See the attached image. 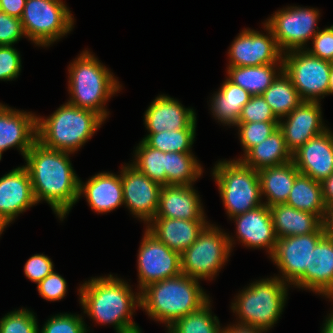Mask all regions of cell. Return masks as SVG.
<instances>
[{
    "mask_svg": "<svg viewBox=\"0 0 333 333\" xmlns=\"http://www.w3.org/2000/svg\"><path fill=\"white\" fill-rule=\"evenodd\" d=\"M69 152L50 149L37 140L24 159L36 202L45 200L63 221L79 199V178Z\"/></svg>",
    "mask_w": 333,
    "mask_h": 333,
    "instance_id": "cell-1",
    "label": "cell"
},
{
    "mask_svg": "<svg viewBox=\"0 0 333 333\" xmlns=\"http://www.w3.org/2000/svg\"><path fill=\"white\" fill-rule=\"evenodd\" d=\"M84 313L99 324H111L117 333H137L140 328L132 321L135 308L141 306L140 292L134 295L125 281L108 277L92 278L79 289Z\"/></svg>",
    "mask_w": 333,
    "mask_h": 333,
    "instance_id": "cell-2",
    "label": "cell"
},
{
    "mask_svg": "<svg viewBox=\"0 0 333 333\" xmlns=\"http://www.w3.org/2000/svg\"><path fill=\"white\" fill-rule=\"evenodd\" d=\"M209 300L198 280L182 273L152 283L140 292V308L155 321L166 324V327L199 310Z\"/></svg>",
    "mask_w": 333,
    "mask_h": 333,
    "instance_id": "cell-3",
    "label": "cell"
},
{
    "mask_svg": "<svg viewBox=\"0 0 333 333\" xmlns=\"http://www.w3.org/2000/svg\"><path fill=\"white\" fill-rule=\"evenodd\" d=\"M104 121L94 111L67 102L47 119L37 117V141L50 149L74 153L94 135Z\"/></svg>",
    "mask_w": 333,
    "mask_h": 333,
    "instance_id": "cell-4",
    "label": "cell"
},
{
    "mask_svg": "<svg viewBox=\"0 0 333 333\" xmlns=\"http://www.w3.org/2000/svg\"><path fill=\"white\" fill-rule=\"evenodd\" d=\"M68 67V103L82 109L94 111L104 120L108 111L104 105L109 98L120 91L114 75L88 50L83 51Z\"/></svg>",
    "mask_w": 333,
    "mask_h": 333,
    "instance_id": "cell-5",
    "label": "cell"
},
{
    "mask_svg": "<svg viewBox=\"0 0 333 333\" xmlns=\"http://www.w3.org/2000/svg\"><path fill=\"white\" fill-rule=\"evenodd\" d=\"M232 303L238 323L268 331L279 320L287 300V286L280 278L261 279L250 283Z\"/></svg>",
    "mask_w": 333,
    "mask_h": 333,
    "instance_id": "cell-6",
    "label": "cell"
},
{
    "mask_svg": "<svg viewBox=\"0 0 333 333\" xmlns=\"http://www.w3.org/2000/svg\"><path fill=\"white\" fill-rule=\"evenodd\" d=\"M212 175L229 218L243 214L264 204L258 171L245 165L240 158L219 161Z\"/></svg>",
    "mask_w": 333,
    "mask_h": 333,
    "instance_id": "cell-7",
    "label": "cell"
},
{
    "mask_svg": "<svg viewBox=\"0 0 333 333\" xmlns=\"http://www.w3.org/2000/svg\"><path fill=\"white\" fill-rule=\"evenodd\" d=\"M233 238L209 223L181 255V272L196 280L213 279L229 258Z\"/></svg>",
    "mask_w": 333,
    "mask_h": 333,
    "instance_id": "cell-8",
    "label": "cell"
},
{
    "mask_svg": "<svg viewBox=\"0 0 333 333\" xmlns=\"http://www.w3.org/2000/svg\"><path fill=\"white\" fill-rule=\"evenodd\" d=\"M70 12L61 0H27L20 18L25 37L38 46H50L72 30Z\"/></svg>",
    "mask_w": 333,
    "mask_h": 333,
    "instance_id": "cell-9",
    "label": "cell"
},
{
    "mask_svg": "<svg viewBox=\"0 0 333 333\" xmlns=\"http://www.w3.org/2000/svg\"><path fill=\"white\" fill-rule=\"evenodd\" d=\"M283 71L290 78L302 101L320 102L328 95L332 62L311 55L306 49L283 54Z\"/></svg>",
    "mask_w": 333,
    "mask_h": 333,
    "instance_id": "cell-10",
    "label": "cell"
},
{
    "mask_svg": "<svg viewBox=\"0 0 333 333\" xmlns=\"http://www.w3.org/2000/svg\"><path fill=\"white\" fill-rule=\"evenodd\" d=\"M319 15V11L314 8L291 6L276 11L265 24L272 30L276 43L284 54L306 49L305 44L319 31L316 26Z\"/></svg>",
    "mask_w": 333,
    "mask_h": 333,
    "instance_id": "cell-11",
    "label": "cell"
},
{
    "mask_svg": "<svg viewBox=\"0 0 333 333\" xmlns=\"http://www.w3.org/2000/svg\"><path fill=\"white\" fill-rule=\"evenodd\" d=\"M140 292L148 285L180 275V254L169 249L147 229L138 252Z\"/></svg>",
    "mask_w": 333,
    "mask_h": 333,
    "instance_id": "cell-12",
    "label": "cell"
},
{
    "mask_svg": "<svg viewBox=\"0 0 333 333\" xmlns=\"http://www.w3.org/2000/svg\"><path fill=\"white\" fill-rule=\"evenodd\" d=\"M263 25L268 32L266 35L252 29H244L239 33L229 48L228 66L283 64V53L276 43L272 30L266 24Z\"/></svg>",
    "mask_w": 333,
    "mask_h": 333,
    "instance_id": "cell-13",
    "label": "cell"
},
{
    "mask_svg": "<svg viewBox=\"0 0 333 333\" xmlns=\"http://www.w3.org/2000/svg\"><path fill=\"white\" fill-rule=\"evenodd\" d=\"M325 236V233H309L279 238L271 256L282 273L280 278L288 285H294L310 269L311 251Z\"/></svg>",
    "mask_w": 333,
    "mask_h": 333,
    "instance_id": "cell-14",
    "label": "cell"
},
{
    "mask_svg": "<svg viewBox=\"0 0 333 333\" xmlns=\"http://www.w3.org/2000/svg\"><path fill=\"white\" fill-rule=\"evenodd\" d=\"M120 173L124 205L132 215L149 224L157 213L162 186L131 164L123 166Z\"/></svg>",
    "mask_w": 333,
    "mask_h": 333,
    "instance_id": "cell-15",
    "label": "cell"
},
{
    "mask_svg": "<svg viewBox=\"0 0 333 333\" xmlns=\"http://www.w3.org/2000/svg\"><path fill=\"white\" fill-rule=\"evenodd\" d=\"M319 102L302 101L291 113L279 119L287 149L293 154L311 138L328 128L323 124Z\"/></svg>",
    "mask_w": 333,
    "mask_h": 333,
    "instance_id": "cell-16",
    "label": "cell"
},
{
    "mask_svg": "<svg viewBox=\"0 0 333 333\" xmlns=\"http://www.w3.org/2000/svg\"><path fill=\"white\" fill-rule=\"evenodd\" d=\"M297 170L322 182L333 174V133L327 129L311 138L292 154Z\"/></svg>",
    "mask_w": 333,
    "mask_h": 333,
    "instance_id": "cell-17",
    "label": "cell"
},
{
    "mask_svg": "<svg viewBox=\"0 0 333 333\" xmlns=\"http://www.w3.org/2000/svg\"><path fill=\"white\" fill-rule=\"evenodd\" d=\"M35 204L31 178L25 166L0 178V215L9 223Z\"/></svg>",
    "mask_w": 333,
    "mask_h": 333,
    "instance_id": "cell-18",
    "label": "cell"
},
{
    "mask_svg": "<svg viewBox=\"0 0 333 333\" xmlns=\"http://www.w3.org/2000/svg\"><path fill=\"white\" fill-rule=\"evenodd\" d=\"M236 223V234L244 246L266 248L270 257L277 243L270 207L265 204L233 217Z\"/></svg>",
    "mask_w": 333,
    "mask_h": 333,
    "instance_id": "cell-19",
    "label": "cell"
},
{
    "mask_svg": "<svg viewBox=\"0 0 333 333\" xmlns=\"http://www.w3.org/2000/svg\"><path fill=\"white\" fill-rule=\"evenodd\" d=\"M37 116L0 103V151L17 147L23 158L37 140Z\"/></svg>",
    "mask_w": 333,
    "mask_h": 333,
    "instance_id": "cell-20",
    "label": "cell"
},
{
    "mask_svg": "<svg viewBox=\"0 0 333 333\" xmlns=\"http://www.w3.org/2000/svg\"><path fill=\"white\" fill-rule=\"evenodd\" d=\"M333 300V239L324 236L311 251L310 269L294 284Z\"/></svg>",
    "mask_w": 333,
    "mask_h": 333,
    "instance_id": "cell-21",
    "label": "cell"
},
{
    "mask_svg": "<svg viewBox=\"0 0 333 333\" xmlns=\"http://www.w3.org/2000/svg\"><path fill=\"white\" fill-rule=\"evenodd\" d=\"M196 119L191 108H185L167 95L157 96L144 114V124L149 133L187 128Z\"/></svg>",
    "mask_w": 333,
    "mask_h": 333,
    "instance_id": "cell-22",
    "label": "cell"
},
{
    "mask_svg": "<svg viewBox=\"0 0 333 333\" xmlns=\"http://www.w3.org/2000/svg\"><path fill=\"white\" fill-rule=\"evenodd\" d=\"M192 186H162L155 217L206 220L199 195Z\"/></svg>",
    "mask_w": 333,
    "mask_h": 333,
    "instance_id": "cell-23",
    "label": "cell"
},
{
    "mask_svg": "<svg viewBox=\"0 0 333 333\" xmlns=\"http://www.w3.org/2000/svg\"><path fill=\"white\" fill-rule=\"evenodd\" d=\"M207 224L206 220L154 217L146 229L169 249L181 255L197 240L198 235Z\"/></svg>",
    "mask_w": 333,
    "mask_h": 333,
    "instance_id": "cell-24",
    "label": "cell"
},
{
    "mask_svg": "<svg viewBox=\"0 0 333 333\" xmlns=\"http://www.w3.org/2000/svg\"><path fill=\"white\" fill-rule=\"evenodd\" d=\"M82 194L95 212L113 211L124 204L121 174L98 173L85 184L79 180V198Z\"/></svg>",
    "mask_w": 333,
    "mask_h": 333,
    "instance_id": "cell-25",
    "label": "cell"
},
{
    "mask_svg": "<svg viewBox=\"0 0 333 333\" xmlns=\"http://www.w3.org/2000/svg\"><path fill=\"white\" fill-rule=\"evenodd\" d=\"M270 213L278 239L309 233H325L323 221L317 215L297 210L285 203L271 206Z\"/></svg>",
    "mask_w": 333,
    "mask_h": 333,
    "instance_id": "cell-26",
    "label": "cell"
},
{
    "mask_svg": "<svg viewBox=\"0 0 333 333\" xmlns=\"http://www.w3.org/2000/svg\"><path fill=\"white\" fill-rule=\"evenodd\" d=\"M299 173L293 161L259 170L261 196H267L264 204L271 207L286 203Z\"/></svg>",
    "mask_w": 333,
    "mask_h": 333,
    "instance_id": "cell-27",
    "label": "cell"
},
{
    "mask_svg": "<svg viewBox=\"0 0 333 333\" xmlns=\"http://www.w3.org/2000/svg\"><path fill=\"white\" fill-rule=\"evenodd\" d=\"M243 158L240 160L245 165L259 171L291 162L292 154L286 147L282 130L278 127L263 142L252 147Z\"/></svg>",
    "mask_w": 333,
    "mask_h": 333,
    "instance_id": "cell-28",
    "label": "cell"
},
{
    "mask_svg": "<svg viewBox=\"0 0 333 333\" xmlns=\"http://www.w3.org/2000/svg\"><path fill=\"white\" fill-rule=\"evenodd\" d=\"M251 94L227 78L219 91L214 94L211 102L213 117L218 122L235 126L238 122L243 106L249 101Z\"/></svg>",
    "mask_w": 333,
    "mask_h": 333,
    "instance_id": "cell-29",
    "label": "cell"
},
{
    "mask_svg": "<svg viewBox=\"0 0 333 333\" xmlns=\"http://www.w3.org/2000/svg\"><path fill=\"white\" fill-rule=\"evenodd\" d=\"M277 66L278 68H276ZM275 68L278 72H276ZM282 71L283 64L241 67L228 66L227 79L251 95H262Z\"/></svg>",
    "mask_w": 333,
    "mask_h": 333,
    "instance_id": "cell-30",
    "label": "cell"
},
{
    "mask_svg": "<svg viewBox=\"0 0 333 333\" xmlns=\"http://www.w3.org/2000/svg\"><path fill=\"white\" fill-rule=\"evenodd\" d=\"M297 210L317 215L322 221L326 214V204L322 196L321 183L299 173L286 201Z\"/></svg>",
    "mask_w": 333,
    "mask_h": 333,
    "instance_id": "cell-31",
    "label": "cell"
},
{
    "mask_svg": "<svg viewBox=\"0 0 333 333\" xmlns=\"http://www.w3.org/2000/svg\"><path fill=\"white\" fill-rule=\"evenodd\" d=\"M262 96L278 119H284V116L302 102L297 89L284 71L277 76Z\"/></svg>",
    "mask_w": 333,
    "mask_h": 333,
    "instance_id": "cell-32",
    "label": "cell"
},
{
    "mask_svg": "<svg viewBox=\"0 0 333 333\" xmlns=\"http://www.w3.org/2000/svg\"><path fill=\"white\" fill-rule=\"evenodd\" d=\"M202 167L192 153L166 152V185H192Z\"/></svg>",
    "mask_w": 333,
    "mask_h": 333,
    "instance_id": "cell-33",
    "label": "cell"
},
{
    "mask_svg": "<svg viewBox=\"0 0 333 333\" xmlns=\"http://www.w3.org/2000/svg\"><path fill=\"white\" fill-rule=\"evenodd\" d=\"M196 119L184 129L149 133L143 141L150 147L166 152L192 153L196 131Z\"/></svg>",
    "mask_w": 333,
    "mask_h": 333,
    "instance_id": "cell-34",
    "label": "cell"
},
{
    "mask_svg": "<svg viewBox=\"0 0 333 333\" xmlns=\"http://www.w3.org/2000/svg\"><path fill=\"white\" fill-rule=\"evenodd\" d=\"M135 156L132 166L154 182L166 186V153L148 146L142 140L135 150Z\"/></svg>",
    "mask_w": 333,
    "mask_h": 333,
    "instance_id": "cell-35",
    "label": "cell"
},
{
    "mask_svg": "<svg viewBox=\"0 0 333 333\" xmlns=\"http://www.w3.org/2000/svg\"><path fill=\"white\" fill-rule=\"evenodd\" d=\"M210 300L199 310L176 320L168 330L172 333H222L217 316H212Z\"/></svg>",
    "mask_w": 333,
    "mask_h": 333,
    "instance_id": "cell-36",
    "label": "cell"
},
{
    "mask_svg": "<svg viewBox=\"0 0 333 333\" xmlns=\"http://www.w3.org/2000/svg\"><path fill=\"white\" fill-rule=\"evenodd\" d=\"M279 122H243L235 126L239 128V137L244 155L255 145L263 142L278 128Z\"/></svg>",
    "mask_w": 333,
    "mask_h": 333,
    "instance_id": "cell-37",
    "label": "cell"
},
{
    "mask_svg": "<svg viewBox=\"0 0 333 333\" xmlns=\"http://www.w3.org/2000/svg\"><path fill=\"white\" fill-rule=\"evenodd\" d=\"M0 333H39L37 319L25 308L11 311L0 319Z\"/></svg>",
    "mask_w": 333,
    "mask_h": 333,
    "instance_id": "cell-38",
    "label": "cell"
},
{
    "mask_svg": "<svg viewBox=\"0 0 333 333\" xmlns=\"http://www.w3.org/2000/svg\"><path fill=\"white\" fill-rule=\"evenodd\" d=\"M243 122H279V119L262 95H251L243 106L237 123Z\"/></svg>",
    "mask_w": 333,
    "mask_h": 333,
    "instance_id": "cell-39",
    "label": "cell"
},
{
    "mask_svg": "<svg viewBox=\"0 0 333 333\" xmlns=\"http://www.w3.org/2000/svg\"><path fill=\"white\" fill-rule=\"evenodd\" d=\"M82 316L73 314H57L45 322L39 333H87Z\"/></svg>",
    "mask_w": 333,
    "mask_h": 333,
    "instance_id": "cell-40",
    "label": "cell"
},
{
    "mask_svg": "<svg viewBox=\"0 0 333 333\" xmlns=\"http://www.w3.org/2000/svg\"><path fill=\"white\" fill-rule=\"evenodd\" d=\"M20 53L12 45L0 46V80H13L21 71Z\"/></svg>",
    "mask_w": 333,
    "mask_h": 333,
    "instance_id": "cell-41",
    "label": "cell"
},
{
    "mask_svg": "<svg viewBox=\"0 0 333 333\" xmlns=\"http://www.w3.org/2000/svg\"><path fill=\"white\" fill-rule=\"evenodd\" d=\"M41 297L48 301H59L67 292L66 280L54 270L37 284Z\"/></svg>",
    "mask_w": 333,
    "mask_h": 333,
    "instance_id": "cell-42",
    "label": "cell"
},
{
    "mask_svg": "<svg viewBox=\"0 0 333 333\" xmlns=\"http://www.w3.org/2000/svg\"><path fill=\"white\" fill-rule=\"evenodd\" d=\"M23 36L21 19L0 10V46L13 45Z\"/></svg>",
    "mask_w": 333,
    "mask_h": 333,
    "instance_id": "cell-43",
    "label": "cell"
},
{
    "mask_svg": "<svg viewBox=\"0 0 333 333\" xmlns=\"http://www.w3.org/2000/svg\"><path fill=\"white\" fill-rule=\"evenodd\" d=\"M54 269L51 258L44 254H35L31 256L24 266L25 276L32 282L38 284Z\"/></svg>",
    "mask_w": 333,
    "mask_h": 333,
    "instance_id": "cell-44",
    "label": "cell"
},
{
    "mask_svg": "<svg viewBox=\"0 0 333 333\" xmlns=\"http://www.w3.org/2000/svg\"><path fill=\"white\" fill-rule=\"evenodd\" d=\"M313 47L307 51L322 60L333 63V25L318 31L312 38Z\"/></svg>",
    "mask_w": 333,
    "mask_h": 333,
    "instance_id": "cell-45",
    "label": "cell"
},
{
    "mask_svg": "<svg viewBox=\"0 0 333 333\" xmlns=\"http://www.w3.org/2000/svg\"><path fill=\"white\" fill-rule=\"evenodd\" d=\"M27 0H0V10L10 16L21 18Z\"/></svg>",
    "mask_w": 333,
    "mask_h": 333,
    "instance_id": "cell-46",
    "label": "cell"
},
{
    "mask_svg": "<svg viewBox=\"0 0 333 333\" xmlns=\"http://www.w3.org/2000/svg\"><path fill=\"white\" fill-rule=\"evenodd\" d=\"M321 187L326 207L333 206V174L321 182Z\"/></svg>",
    "mask_w": 333,
    "mask_h": 333,
    "instance_id": "cell-47",
    "label": "cell"
},
{
    "mask_svg": "<svg viewBox=\"0 0 333 333\" xmlns=\"http://www.w3.org/2000/svg\"><path fill=\"white\" fill-rule=\"evenodd\" d=\"M264 331L254 326L237 323L235 325H229L226 328H222V333H263Z\"/></svg>",
    "mask_w": 333,
    "mask_h": 333,
    "instance_id": "cell-48",
    "label": "cell"
},
{
    "mask_svg": "<svg viewBox=\"0 0 333 333\" xmlns=\"http://www.w3.org/2000/svg\"><path fill=\"white\" fill-rule=\"evenodd\" d=\"M325 235L333 239V206L326 209L325 218L323 220Z\"/></svg>",
    "mask_w": 333,
    "mask_h": 333,
    "instance_id": "cell-49",
    "label": "cell"
},
{
    "mask_svg": "<svg viewBox=\"0 0 333 333\" xmlns=\"http://www.w3.org/2000/svg\"><path fill=\"white\" fill-rule=\"evenodd\" d=\"M322 329V333H333V313L329 314Z\"/></svg>",
    "mask_w": 333,
    "mask_h": 333,
    "instance_id": "cell-50",
    "label": "cell"
},
{
    "mask_svg": "<svg viewBox=\"0 0 333 333\" xmlns=\"http://www.w3.org/2000/svg\"><path fill=\"white\" fill-rule=\"evenodd\" d=\"M333 94V63L330 70V77H329V88H328V95Z\"/></svg>",
    "mask_w": 333,
    "mask_h": 333,
    "instance_id": "cell-51",
    "label": "cell"
},
{
    "mask_svg": "<svg viewBox=\"0 0 333 333\" xmlns=\"http://www.w3.org/2000/svg\"><path fill=\"white\" fill-rule=\"evenodd\" d=\"M10 223L5 219L3 218L1 215H0V235L3 233L4 229L7 227V225H9Z\"/></svg>",
    "mask_w": 333,
    "mask_h": 333,
    "instance_id": "cell-52",
    "label": "cell"
},
{
    "mask_svg": "<svg viewBox=\"0 0 333 333\" xmlns=\"http://www.w3.org/2000/svg\"><path fill=\"white\" fill-rule=\"evenodd\" d=\"M137 333H142V332H141V330H139ZM168 333H172V332L169 330Z\"/></svg>",
    "mask_w": 333,
    "mask_h": 333,
    "instance_id": "cell-53",
    "label": "cell"
},
{
    "mask_svg": "<svg viewBox=\"0 0 333 333\" xmlns=\"http://www.w3.org/2000/svg\"><path fill=\"white\" fill-rule=\"evenodd\" d=\"M2 153H3V152L0 151V160H1V158H2Z\"/></svg>",
    "mask_w": 333,
    "mask_h": 333,
    "instance_id": "cell-54",
    "label": "cell"
}]
</instances>
